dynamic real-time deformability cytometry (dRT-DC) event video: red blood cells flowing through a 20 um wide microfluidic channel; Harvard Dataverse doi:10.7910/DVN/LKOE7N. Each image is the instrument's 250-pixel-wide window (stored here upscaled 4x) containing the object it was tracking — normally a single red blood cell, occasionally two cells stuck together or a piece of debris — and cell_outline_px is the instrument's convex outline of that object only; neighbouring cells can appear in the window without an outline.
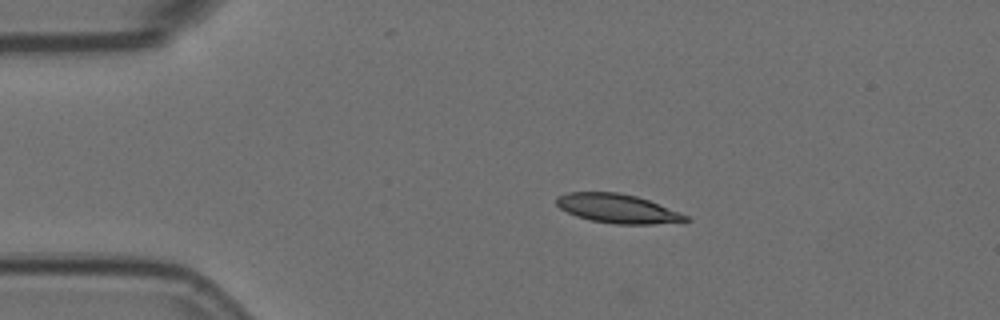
{"species": "Egyptian fruit bat (a non-hibernating species)", "species_latin": "Rousettus aegyptiacus", "temperature_condition": "room temperature", "stored_images_in_passage": 4, "camera_frame_rate_fps": 3000, "um_per_image_px": 0.085, "animal": {"sex": "female"}, "frame": {"image": 1, "passage_image": 2, "time_ms": 0.333, "image_size_px": [1000, 320], "cell_outline_px": [[692, 220], [652, 224], [616, 224], [592, 220], [576, 216], [560, 208], [556, 204], [556, 196], [568, 192], [620, 192], [636, 196], [648, 200], [680, 212], [688, 216]], "centroid_in_image_um": [52.47, 17.72], "position_along_channel_um": 32.5, "area_um2": 21.73}}
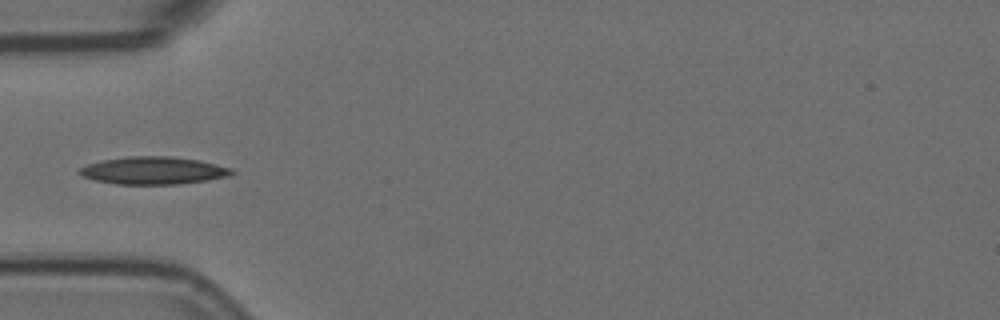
{"frame": {"image": 2, "passage_image": 4, "time_ms": 1.0, "image_size_px": [1000, 320], "cell_outline_px": [[236, 172], [232, 176], [208, 180], [180, 184], [116, 184], [96, 180], [80, 176], [76, 172], [80, 168], [88, 164], [104, 160], [128, 156], [168, 156], [196, 160], [216, 164], [232, 168]], "centroid_in_image_um": [13.06, 14.5], "position_along_channel_um": 71.9, "area_um2": 24.51}}